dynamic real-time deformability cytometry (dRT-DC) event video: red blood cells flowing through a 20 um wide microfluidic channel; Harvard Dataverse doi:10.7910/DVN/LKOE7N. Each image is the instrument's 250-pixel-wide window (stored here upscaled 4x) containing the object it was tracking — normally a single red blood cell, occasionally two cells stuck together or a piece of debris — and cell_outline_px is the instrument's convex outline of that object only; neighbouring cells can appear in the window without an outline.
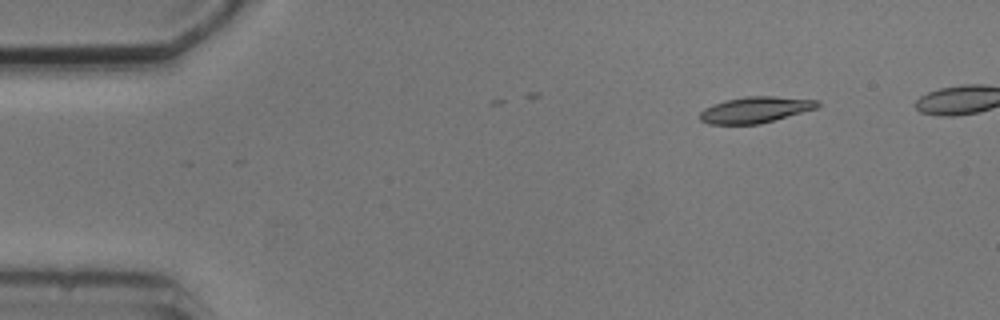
{"species": "common noctule bat (a hibernating species)", "species_latin": "Nyctalus noctula", "temperature_condition": "cold", "stored_images_in_passage": 6, "camera_frame_rate_fps": 3000, "um_per_image_px": 0.085, "animal": {"sex": "male", "body_mass_g": 20.5, "forearm_length_mm": 52.5}, "frame": {"image": 1, "passage_image": 2, "time_ms": 2.0, "image_size_px": [1000, 320], "cell_outline_px": [[820, 104], [816, 108], [760, 124], [708, 124], [700, 120], [700, 112], [704, 108], [712, 104], [744, 96], [772, 96], [820, 100]], "centroid_in_image_um": [64.19, 9.33], "position_along_channel_um": 20.8, "area_um2": 17.8}}
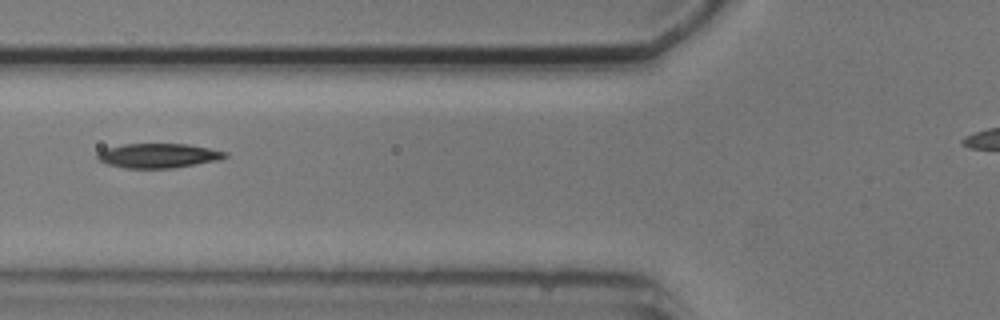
{"frame": {"image": 2, "passage_image": 6, "time_ms": 6.667, "image_size_px": [1000, 320], "cell_outline_px": [[228, 156], [220, 160], [172, 168], [124, 168], [108, 164], [100, 160], [96, 156], [100, 152], [108, 148], [124, 144], [188, 144], [228, 152]], "centroid_in_image_um": [13.51, 13.23], "position_along_channel_um": 112.3, "area_um2": 18.03}}